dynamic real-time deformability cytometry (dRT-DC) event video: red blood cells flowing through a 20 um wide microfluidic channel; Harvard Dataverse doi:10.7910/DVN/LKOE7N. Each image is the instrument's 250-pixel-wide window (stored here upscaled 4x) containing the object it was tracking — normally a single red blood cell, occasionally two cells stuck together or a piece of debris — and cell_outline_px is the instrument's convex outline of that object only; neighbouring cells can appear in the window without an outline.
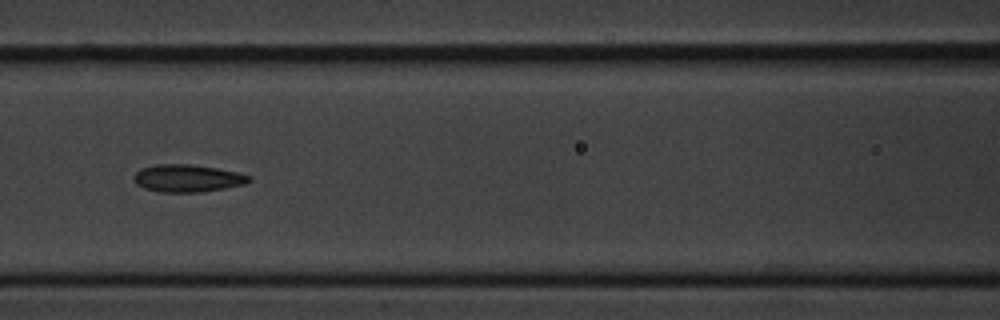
{"species": "common noctule bat (a hibernating species)", "species_latin": "Nyctalus noctula", "temperature_condition": "cold", "stored_images_in_passage": 8, "camera_frame_rate_fps": 3000, "um_per_image_px": 0.085, "animal": {"sex": "male", "body_mass_g": 20.1, "forearm_length_mm": 53.5}, "frame": {"image": 1, "passage_image": 8, "time_ms": 8.333, "image_size_px": [1000, 320], "cell_outline_px": [[252, 180], [244, 184], [204, 192], [160, 192], [144, 188], [136, 184], [132, 176], [140, 168], [156, 164], [188, 164], [216, 168], [236, 172], [252, 176]], "centroid_in_image_um": [15.91, 15.15], "position_along_channel_um": 150.7, "area_um2": 18.5}}